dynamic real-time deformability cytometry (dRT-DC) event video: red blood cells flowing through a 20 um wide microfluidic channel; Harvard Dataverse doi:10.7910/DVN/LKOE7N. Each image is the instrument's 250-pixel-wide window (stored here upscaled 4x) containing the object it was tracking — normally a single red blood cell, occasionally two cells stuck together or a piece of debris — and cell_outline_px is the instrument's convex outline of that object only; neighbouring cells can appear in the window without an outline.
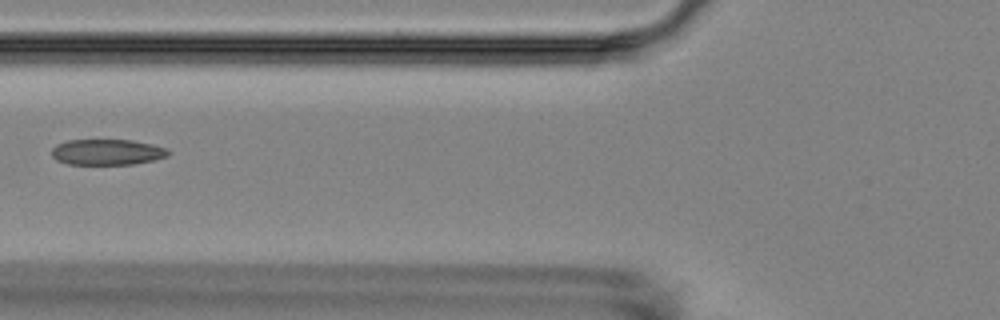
{"species": "Egyptian fruit bat (a non-hibernating species)", "species_latin": "Rousettus aegyptiacus", "temperature_condition": "room temperature", "stored_images_in_passage": 6, "camera_frame_rate_fps": 3000, "um_per_image_px": 0.085, "animal": {"sex": "female"}, "frame": {"image": 1, "passage_image": 6, "time_ms": 7.0, "image_size_px": [1000, 320], "cell_outline_px": [[172, 152], [168, 156], [152, 160], [132, 164], [68, 164], [56, 160], [52, 156], [52, 148], [56, 144], [68, 140], [132, 140], [152, 144], [168, 148]], "centroid_in_image_um": [9.12, 12.92], "position_along_channel_um": 116.7, "area_um2": 17.57}}